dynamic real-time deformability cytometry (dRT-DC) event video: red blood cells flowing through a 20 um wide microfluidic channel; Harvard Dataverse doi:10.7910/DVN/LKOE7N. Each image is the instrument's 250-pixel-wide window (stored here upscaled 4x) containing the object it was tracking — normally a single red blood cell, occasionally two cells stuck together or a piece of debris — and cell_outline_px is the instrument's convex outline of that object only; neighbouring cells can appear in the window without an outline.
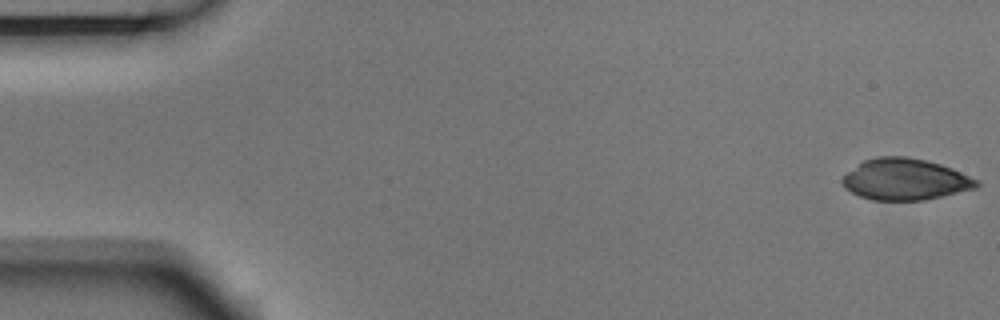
{"species": "Egyptian fruit bat (a non-hibernating species)", "species_latin": "Rousettus aegyptiacus", "temperature_condition": "room temperature", "stored_images_in_passage": 6, "camera_frame_rate_fps": 3000, "um_per_image_px": 0.085, "animal": {"sex": "male"}, "frame": {"image": 1, "passage_image": 1, "time_ms": 0.0, "image_size_px": [1000, 320], "cell_outline_px": [[980, 184], [976, 188], [924, 200], [872, 200], [860, 196], [844, 188], [840, 180], [848, 172], [864, 160], [876, 156], [908, 156], [940, 164], [952, 168], [980, 180]], "centroid_in_image_um": [76.95, 15.24], "position_along_channel_um": 8.1, "area_um2": 32.37}}
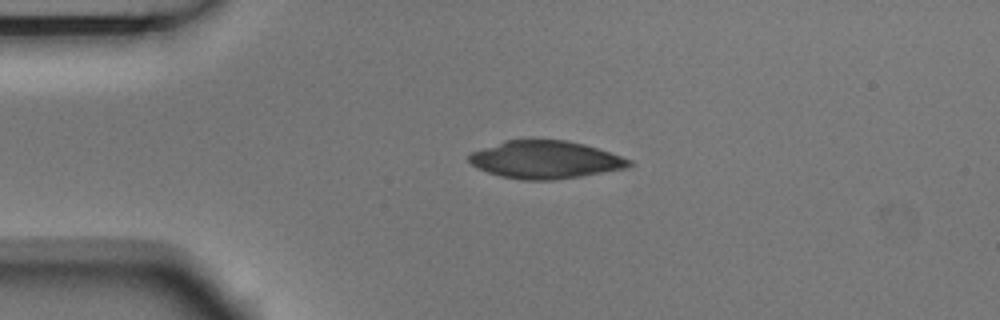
{"frame": {"image": 2, "passage_image": 4, "time_ms": 1.0, "image_size_px": [1000, 320], "cell_outline_px": [[632, 164], [628, 168], [580, 176], [552, 180], [524, 180], [500, 176], [488, 172], [472, 164], [468, 160], [468, 156], [472, 152], [504, 140], [532, 136], [568, 140], [584, 144], [612, 152], [632, 160]], "centroid_in_image_um": [46.37, 13.53], "position_along_channel_um": 38.6, "area_um2": 36.01}}